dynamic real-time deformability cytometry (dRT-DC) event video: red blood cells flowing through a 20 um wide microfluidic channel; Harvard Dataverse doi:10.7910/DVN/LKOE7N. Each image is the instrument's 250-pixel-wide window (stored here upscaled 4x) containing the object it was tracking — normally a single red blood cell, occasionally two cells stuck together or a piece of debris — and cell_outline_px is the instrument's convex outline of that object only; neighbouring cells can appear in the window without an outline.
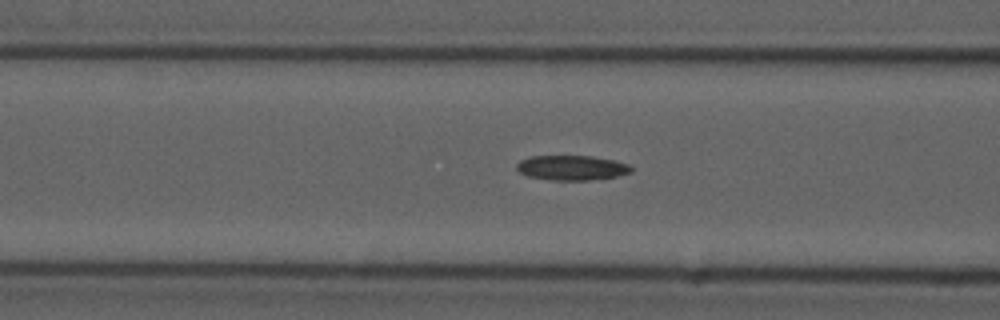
{"species": "common noctule bat (a hibernating species)", "species_latin": "Nyctalus noctula", "temperature_condition": "cold", "stored_images_in_passage": 16, "camera_frame_rate_fps": 3000, "um_per_image_px": 0.085, "animal": {"sex": "male", "forearm_length_mm": 52.5}, "frame": {"image": 1, "passage_image": 14, "time_ms": 4.333, "image_size_px": [1000, 320], "cell_outline_px": [[632, 172], [616, 176], [588, 180], [552, 180], [528, 176], [520, 172], [516, 168], [516, 164], [520, 160], [532, 156], [592, 156], [612, 160], [628, 164], [632, 168]], "centroid_in_image_um": [48.58, 14.26], "position_along_channel_um": 118.0, "area_um2": 16.42}}